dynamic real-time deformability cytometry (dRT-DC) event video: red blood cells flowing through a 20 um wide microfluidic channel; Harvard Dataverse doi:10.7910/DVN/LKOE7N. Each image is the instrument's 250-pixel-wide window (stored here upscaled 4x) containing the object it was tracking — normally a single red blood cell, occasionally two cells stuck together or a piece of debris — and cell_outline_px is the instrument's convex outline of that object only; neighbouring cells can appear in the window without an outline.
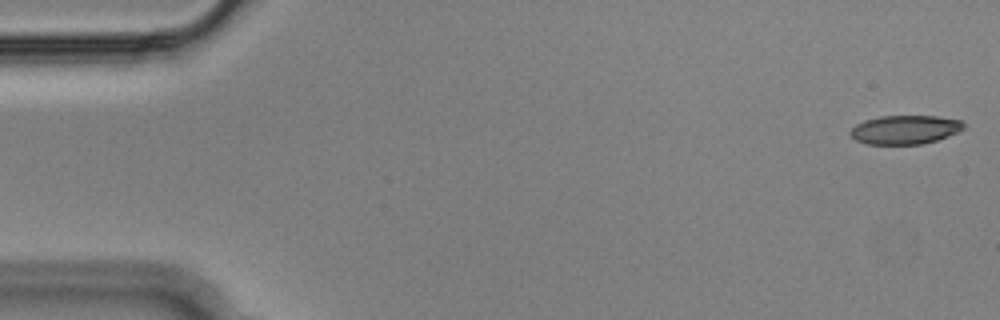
{"species": "Egyptian fruit bat (a non-hibernating species)", "species_latin": "Rousettus aegyptiacus", "temperature_condition": "cold", "stored_images_in_passage": 54, "camera_frame_rate_fps": 3000, "um_per_image_px": 0.085, "animal": {"sex": "male"}, "frame": {"image": 1, "passage_image": 1, "time_ms": 0.0, "image_size_px": [1000, 320], "cell_outline_px": [[964, 128], [948, 136], [936, 140], [920, 144], [868, 144], [856, 140], [848, 132], [856, 124], [864, 120], [880, 116], [940, 116], [960, 120], [964, 124]], "centroid_in_image_um": [76.91, 11.01], "position_along_channel_um": 8.1, "area_um2": 18.96}}
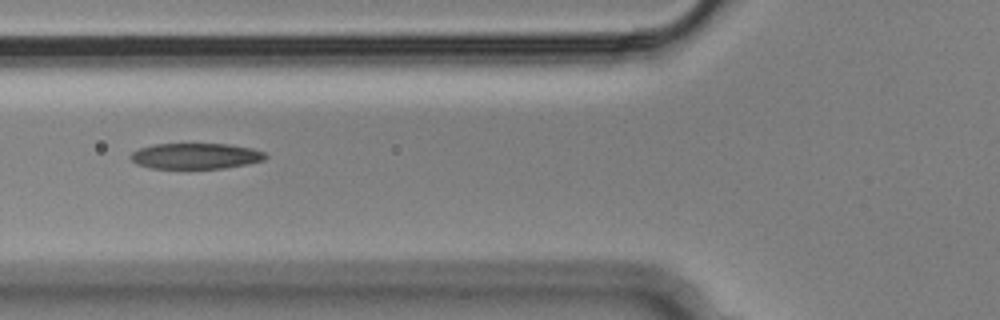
{"frame": {"image": 2, "passage_image": 20, "time_ms": 6.333, "image_size_px": [1000, 320], "cell_outline_px": [[268, 156], [264, 160], [224, 168], [152, 168], [136, 164], [128, 156], [132, 152], [140, 148], [156, 144], [228, 144], [252, 148], [264, 152]], "centroid_in_image_um": [16.62, 13.26], "position_along_channel_um": 109.2, "area_um2": 20.11}}
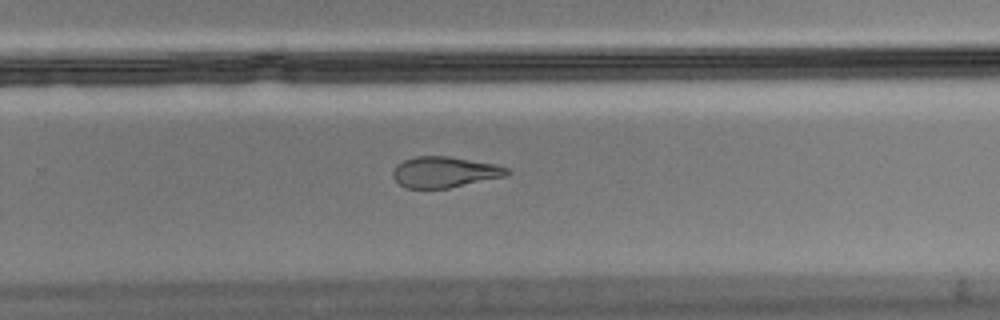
{"frame": {"image": 3, "passage_image": 35, "time_ms": 11.333, "image_size_px": [1000, 320], "cell_outline_px": [[512, 172], [508, 176], [448, 188], [404, 188], [392, 176], [392, 172], [396, 164], [404, 160], [416, 156], [448, 156], [496, 164], [508, 168]], "centroid_in_image_um": [37.81, 14.62], "position_along_channel_um": 292.0, "area_um2": 20.69}, "authors_computed_cell_mechanics": {"area_um2": 21.3282, "velocity_mm_per_s": 3.6542, "shape_relaxation_time_tau1_ms": null, "shape_relaxation_time_tau2_ms": 4.3893, "deformation_change_tau1": null, "deformation_change_tau2": 0.1376}}